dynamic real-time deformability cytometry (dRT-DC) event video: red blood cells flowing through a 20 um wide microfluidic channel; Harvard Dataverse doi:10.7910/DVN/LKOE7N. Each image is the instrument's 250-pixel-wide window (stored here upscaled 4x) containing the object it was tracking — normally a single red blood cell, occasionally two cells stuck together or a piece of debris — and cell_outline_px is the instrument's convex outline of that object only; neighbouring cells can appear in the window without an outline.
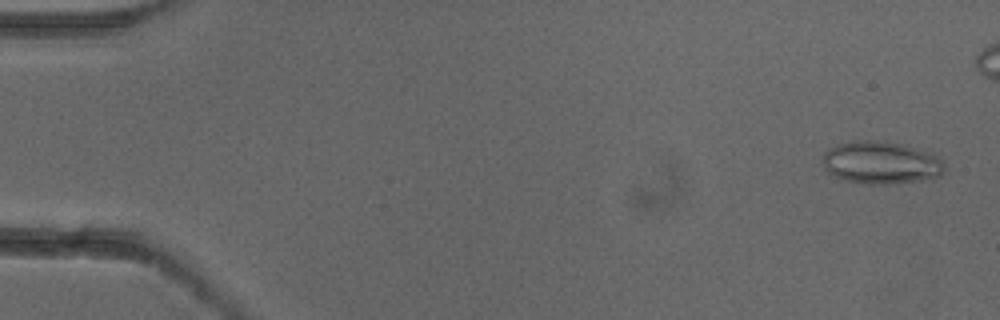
{"species": "common noctule bat (a hibernating species)", "species_latin": "Nyctalus noctula", "temperature_condition": "cold", "stored_images_in_passage": 6, "camera_frame_rate_fps": 3000, "um_per_image_px": 0.085, "animal": {"sex": "female"}, "frame": {"image": 1, "passage_image": 1, "time_ms": 0.0, "image_size_px": [1000, 320], "cell_outline_px": [[944, 172], [940, 176], [920, 180], [876, 184], [868, 184], [848, 180], [836, 176], [828, 172], [820, 164], [824, 152], [828, 148], [836, 144], [856, 140], [876, 140], [900, 144], [932, 152], [944, 164]], "centroid_in_image_um": [74.84, 13.8], "position_along_channel_um": 10.2, "area_um2": 30.11}}